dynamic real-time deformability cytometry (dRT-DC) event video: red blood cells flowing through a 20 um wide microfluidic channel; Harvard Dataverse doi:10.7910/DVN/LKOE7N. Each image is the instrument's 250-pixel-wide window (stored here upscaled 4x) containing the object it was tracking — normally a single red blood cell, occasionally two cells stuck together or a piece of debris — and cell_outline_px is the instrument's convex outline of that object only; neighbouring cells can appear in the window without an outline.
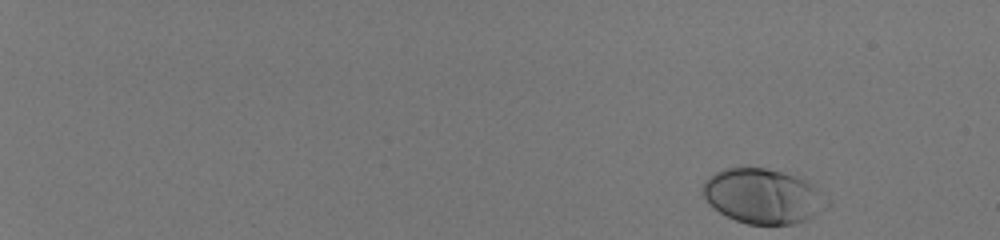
{"species": "human", "species_latin": "Homo sapiens", "temperature_condition": "room temperature", "stored_images_in_passage": 43, "camera_frame_rate_fps": 3000, "um_per_image_px": 0.085, "donor": {"sex": "male"}, "frame": {"image": 1, "passage_image": 1, "time_ms": 0.0, "image_size_px": [1000, 240], "cell_outline_px": [[816, 192], [812, 216], [804, 220], [792, 224], [748, 224], [736, 220], [720, 212], [700, 192], [704, 180], [708, 176], [724, 168], [764, 168], [784, 172], [808, 180], [812, 184]], "centroid_in_image_um": [64.62, 16.63], "position_along_channel_um": 20.4, "area_um2": 37.63}}
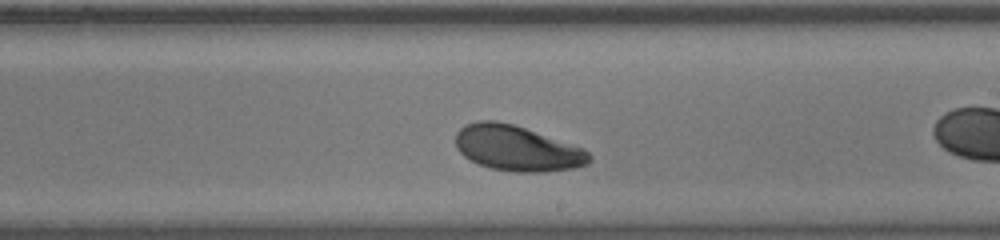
{"frame": {"image": 2, "passage_image": 30, "time_ms": 9.667, "image_size_px": [1000, 240], "cell_outline_px": [[592, 160], [588, 164], [572, 168], [544, 172], [512, 172], [492, 168], [480, 164], [464, 156], [456, 148], [456, 132], [464, 124], [476, 120], [496, 120], [512, 124], [584, 148], [592, 156]], "centroid_in_image_um": [43.94, 12.6], "position_along_channel_um": 245.1, "area_um2": 35.32}}
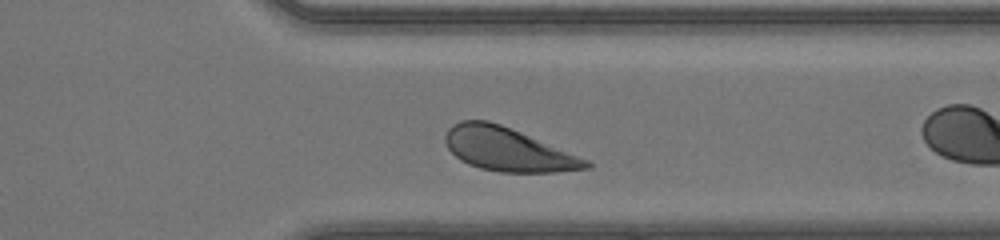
{"frame": {"image": 3, "passage_image": 39, "time_ms": 12.667, "image_size_px": [1000, 240], "cell_outline_px": [[592, 164], [588, 168], [556, 172], [500, 172], [480, 168], [468, 164], [460, 160], [448, 148], [444, 140], [444, 136], [448, 128], [452, 124], [460, 120], [488, 120], [500, 124], [520, 132], [588, 160]], "centroid_in_image_um": [43.1, 12.69], "position_along_channel_um": 368.3, "area_um2": 35.26}}